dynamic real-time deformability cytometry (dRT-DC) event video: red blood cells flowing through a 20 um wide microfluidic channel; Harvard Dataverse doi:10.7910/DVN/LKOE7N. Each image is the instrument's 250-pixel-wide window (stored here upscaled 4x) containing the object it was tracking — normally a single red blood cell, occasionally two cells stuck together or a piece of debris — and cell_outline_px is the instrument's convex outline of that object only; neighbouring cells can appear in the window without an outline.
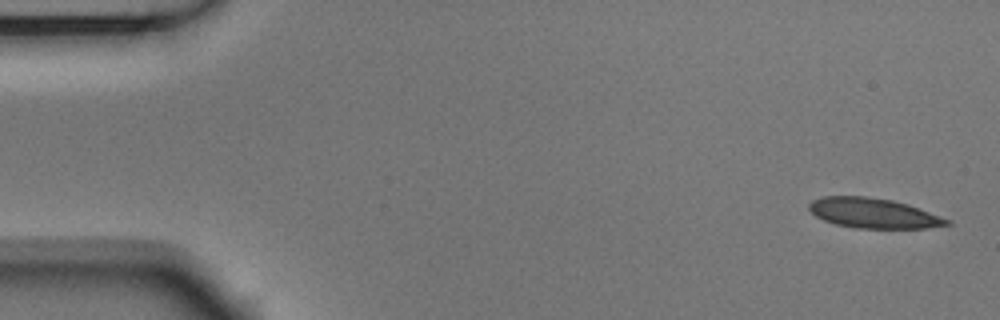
{"species": "Egyptian fruit bat (a non-hibernating species)", "species_latin": "Rousettus aegyptiacus", "temperature_condition": "room temperature", "stored_images_in_passage": 52, "camera_frame_rate_fps": 3000, "um_per_image_px": 0.085, "animal": {"sex": "male"}, "frame": {"image": 1, "passage_image": 1, "time_ms": 0.0, "image_size_px": [1000, 320], "cell_outline_px": [[952, 224], [928, 228], [856, 228], [836, 224], [824, 220], [816, 216], [808, 208], [808, 204], [812, 200], [824, 196], [868, 196], [892, 200], [952, 220]], "centroid_in_image_um": [74.22, 18.12], "position_along_channel_um": 10.8, "area_um2": 23.87}}
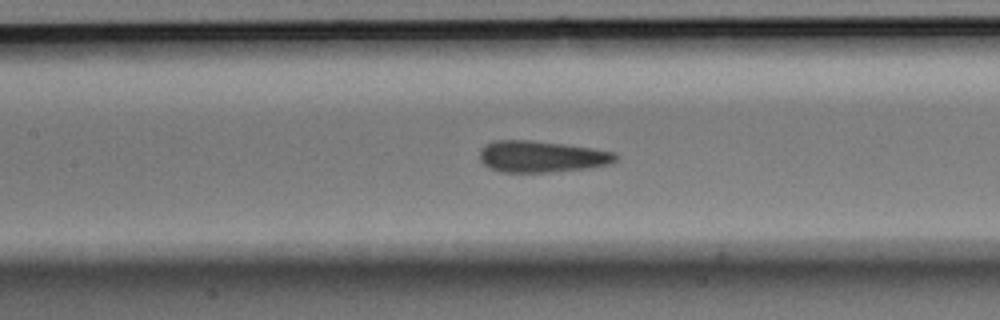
{"frame": {"image": 2, "passage_image": 23, "time_ms": 7.333, "image_size_px": [1000, 320], "cell_outline_px": [[620, 156], [612, 164], [588, 168], [552, 172], [500, 172], [484, 164], [480, 160], [480, 148], [484, 144], [492, 140], [532, 140], [564, 144], [592, 148], [616, 152]], "centroid_in_image_um": [46.06, 13.3], "position_along_channel_um": 161.3, "area_um2": 25.26}}
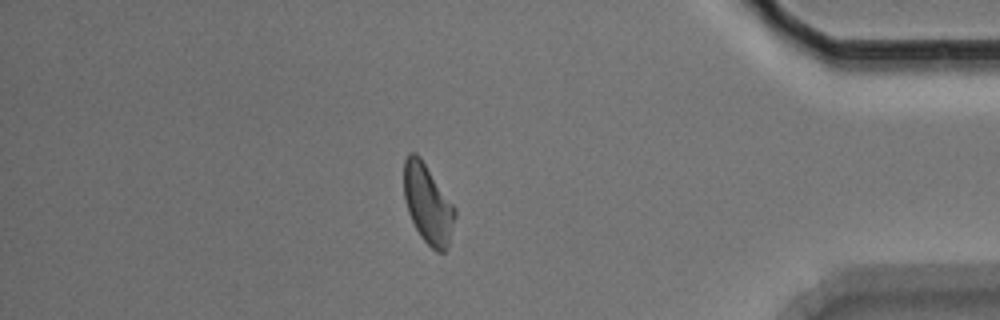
{"frame": {"image": 3, "passage_image": 45, "time_ms": 14.667, "image_size_px": [1000, 320], "cell_outline_px": [[456, 216], [448, 248], [444, 252], [436, 252], [420, 236], [408, 212], [404, 200], [404, 160], [408, 152], [416, 152], [420, 156], [456, 208]], "centroid_in_image_um": [36.37, 17.32], "position_along_channel_um": 398.8, "area_um2": 23.7}, "authors_computed_cell_mechanics": {"area_um2": 24.4494, "velocity_mm_per_s": 3.7292, "shape_relaxation_time_tau1_ms": 6.296, "shape_relaxation_time_tau2_ms": 2.1917, "deformation_change_tau1": 0.1391, "deformation_change_tau2": 0.0674}}